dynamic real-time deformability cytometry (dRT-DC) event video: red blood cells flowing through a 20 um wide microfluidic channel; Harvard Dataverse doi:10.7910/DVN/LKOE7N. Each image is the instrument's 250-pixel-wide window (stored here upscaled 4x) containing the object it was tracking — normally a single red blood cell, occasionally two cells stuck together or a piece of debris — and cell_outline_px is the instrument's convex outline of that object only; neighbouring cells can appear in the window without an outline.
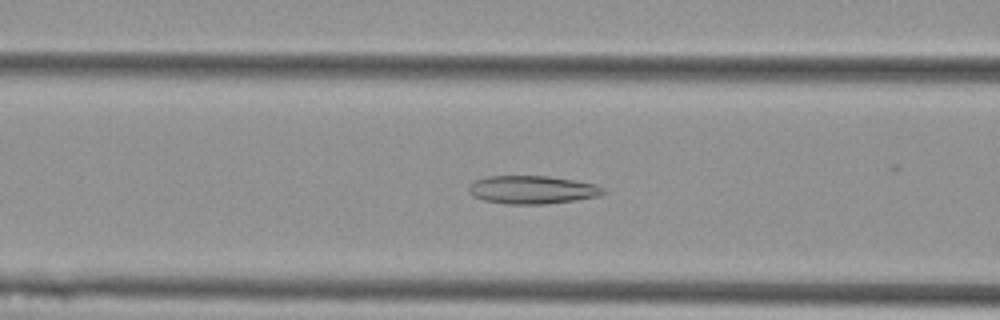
{"species": "Egyptian fruit bat (a non-hibernating species)", "species_latin": "Rousettus aegyptiacus", "temperature_condition": "cold", "stored_images_in_passage": 57, "camera_frame_rate_fps": 3000, "um_per_image_px": 0.085, "animal": {"sex": "female"}, "frame": {"image": 1, "passage_image": 23, "time_ms": 7.333, "image_size_px": [1000, 320], "cell_outline_px": [[608, 192], [596, 196], [576, 200], [544, 204], [504, 204], [484, 200], [472, 196], [468, 192], [468, 184], [476, 180], [488, 176], [548, 176], [576, 180], [596, 184], [604, 188]], "centroid_in_image_um": [45.23, 16.13], "position_along_channel_um": 121.4, "area_um2": 22.25}}
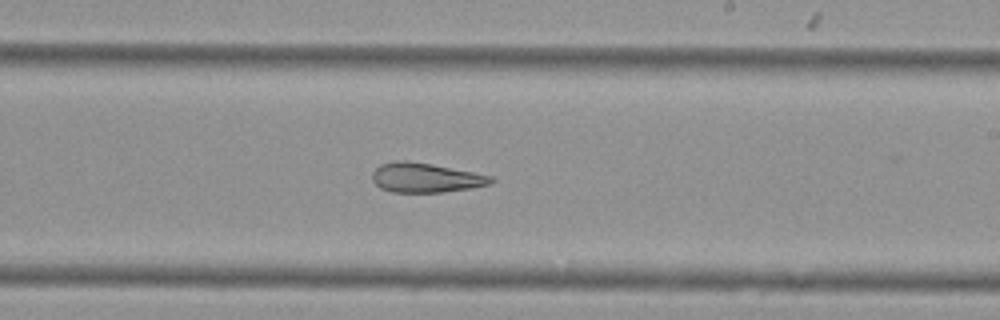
{"frame": {"image": 2, "passage_image": 34, "time_ms": 11.0, "image_size_px": [1000, 320], "cell_outline_px": [[496, 180], [492, 184], [472, 188], [444, 192], [392, 192], [380, 188], [372, 180], [372, 172], [380, 164], [392, 160], [404, 160], [432, 164], [492, 176]], "centroid_in_image_um": [36.17, 15.1], "position_along_channel_um": 252.8, "area_um2": 20.58}}
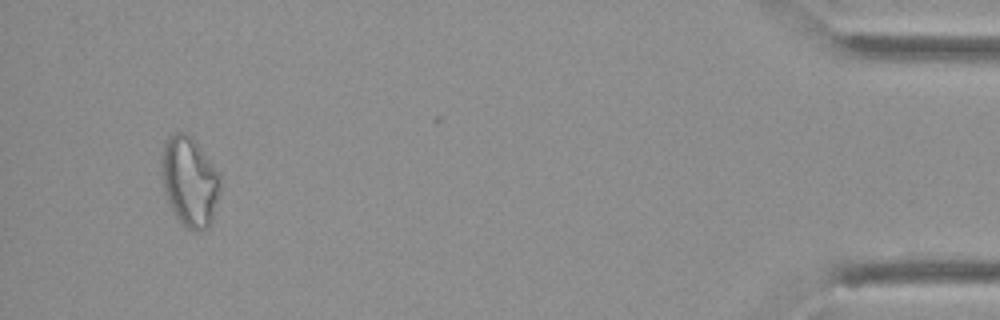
{"frame": {"image": 3, "passage_image": 54, "time_ms": 17.667, "image_size_px": [1000, 320], "cell_outline_px": [[220, 188], [212, 220], [208, 228], [196, 232], [180, 224], [164, 192], [160, 164], [164, 140], [168, 136], [176, 132], [184, 132], [192, 136], [196, 140], [220, 172]], "centroid_in_image_um": [16.11, 15.38], "position_along_channel_um": 419.1, "area_um2": 31.21}, "authors_computed_cell_mechanics": {"area_um2": 26.2412, "velocity_mm_per_s": 3.5958, "shape_relaxation_time_tau1_ms": null, "shape_relaxation_time_tau2_ms": 6.6078, "deformation_change_tau1": null, "deformation_change_tau2": 0.1469}}